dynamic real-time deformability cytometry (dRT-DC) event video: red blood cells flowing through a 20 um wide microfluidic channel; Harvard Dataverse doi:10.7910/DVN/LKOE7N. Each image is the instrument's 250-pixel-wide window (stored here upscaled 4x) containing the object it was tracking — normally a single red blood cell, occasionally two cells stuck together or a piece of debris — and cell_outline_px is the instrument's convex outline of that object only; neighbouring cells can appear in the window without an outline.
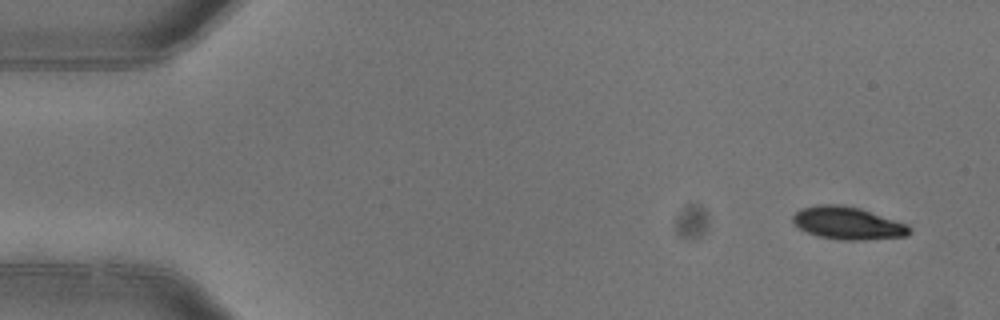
{"species": "common noctule bat (a hibernating species)", "species_latin": "Nyctalus noctula", "temperature_condition": "warm", "stored_images_in_passage": 5, "camera_frame_rate_fps": 3000, "um_per_image_px": 0.085, "animal": {"sex": "female"}, "frame": {"image": 1, "passage_image": 1, "time_ms": 0.0, "image_size_px": [1000, 320], "cell_outline_px": [[912, 232], [908, 236], [860, 240], [836, 240], [816, 236], [800, 228], [792, 220], [792, 216], [796, 212], [804, 208], [820, 204], [840, 204], [860, 208], [908, 224], [912, 228]], "centroid_in_image_um": [72.1, 18.98], "position_along_channel_um": 12.9, "area_um2": 22.25}}
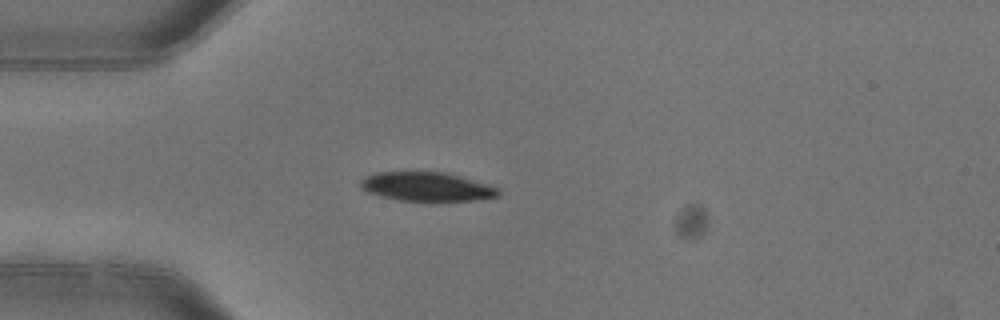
{"frame": {"image": 2, "passage_image": 4, "time_ms": 1.0, "image_size_px": [1000, 320], "cell_outline_px": [[500, 196], [476, 200], [400, 200], [380, 196], [368, 192], [360, 188], [360, 180], [364, 176], [376, 172], [444, 172], [488, 184], [500, 188]], "centroid_in_image_um": [36.26, 15.86], "position_along_channel_um": 48.7, "area_um2": 23.12}}